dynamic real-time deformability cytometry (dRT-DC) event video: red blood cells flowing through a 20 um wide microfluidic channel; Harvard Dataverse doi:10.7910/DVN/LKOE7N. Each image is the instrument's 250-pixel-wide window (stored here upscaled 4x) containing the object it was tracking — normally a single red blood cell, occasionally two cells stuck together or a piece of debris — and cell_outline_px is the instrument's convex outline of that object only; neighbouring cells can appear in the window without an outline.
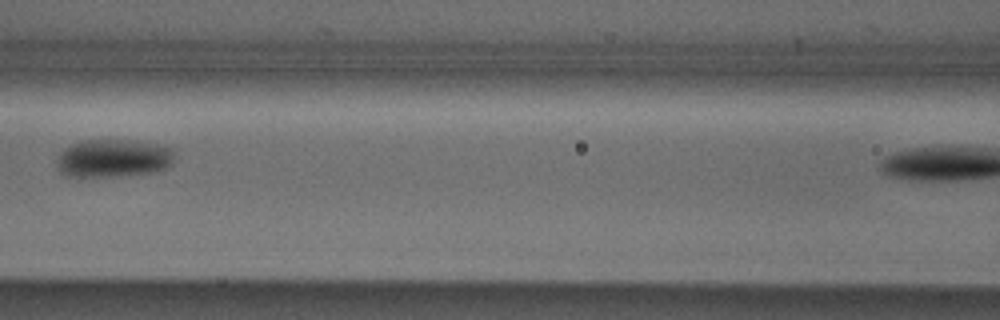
{"species": "Egyptian fruit bat (a non-hibernating species)", "species_latin": "Rousettus aegyptiacus", "temperature_condition": "cold", "stored_images_in_passage": 4, "segment_of_instrument_passage": [1, 2], "camera_frame_rate_fps": 3000, "um_per_image_px": 0.085, "animal": {"sex": "male"}, "frame": {"image": 1, "passage_image": 3, "time_ms": 2.333, "image_size_px": [1000, 320], "cell_outline_px": [[176, 148], [172, 164], [168, 168], [156, 172], [116, 176], [64, 176], [60, 172], [56, 164], [56, 160], [60, 152], [64, 148], [72, 144], [84, 140], [132, 140], [156, 144]], "centroid_in_image_um": [9.66, 13.45], "position_along_channel_um": 156.9, "area_um2": 26.47}}